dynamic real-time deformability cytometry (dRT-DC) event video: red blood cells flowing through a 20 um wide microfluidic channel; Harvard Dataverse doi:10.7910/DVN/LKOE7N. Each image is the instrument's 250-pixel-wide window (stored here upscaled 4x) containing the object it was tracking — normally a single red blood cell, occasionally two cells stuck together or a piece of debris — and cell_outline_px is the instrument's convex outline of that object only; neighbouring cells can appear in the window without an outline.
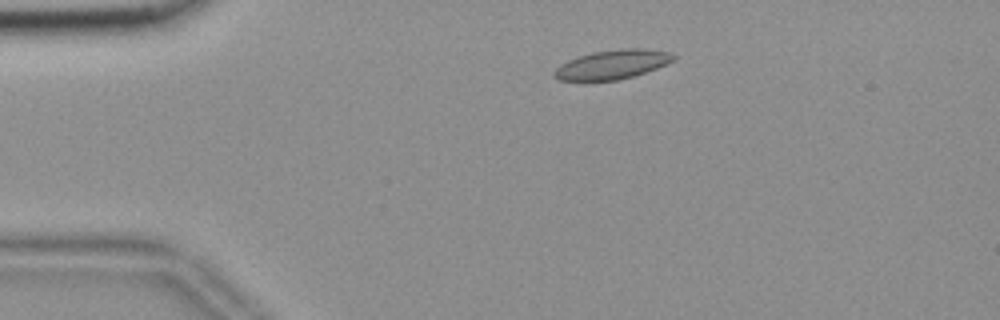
{"species": "common noctule bat (a hibernating species)", "species_latin": "Nyctalus noctula", "temperature_condition": "room temperature", "stored_images_in_passage": 46, "camera_frame_rate_fps": 3000, "um_per_image_px": 0.085, "animal": {"sex": "female", "body_mass_g": 18.4}, "frame": {"image": 1, "passage_image": 2, "time_ms": 0.333, "image_size_px": [1000, 320], "cell_outline_px": [[676, 56], [668, 64], [632, 76], [616, 80], [560, 80], [552, 72], [560, 64], [568, 60], [592, 52], [620, 48], [640, 48], [668, 52]], "centroid_in_image_um": [52.04, 5.47], "position_along_channel_um": 33.0, "area_um2": 19.94}}
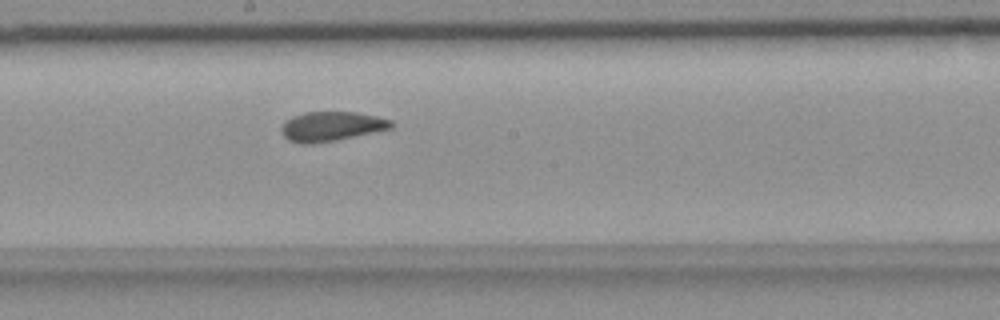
{"frame": {"image": 2, "passage_image": 21, "time_ms": 6.667, "image_size_px": [1000, 320], "cell_outline_px": [[396, 124], [392, 128], [336, 140], [312, 144], [300, 144], [288, 140], [280, 132], [280, 128], [292, 116], [304, 112], [356, 112], [376, 116], [392, 120]], "centroid_in_image_um": [28.17, 10.74], "position_along_channel_um": 220.0, "area_um2": 18.96}}
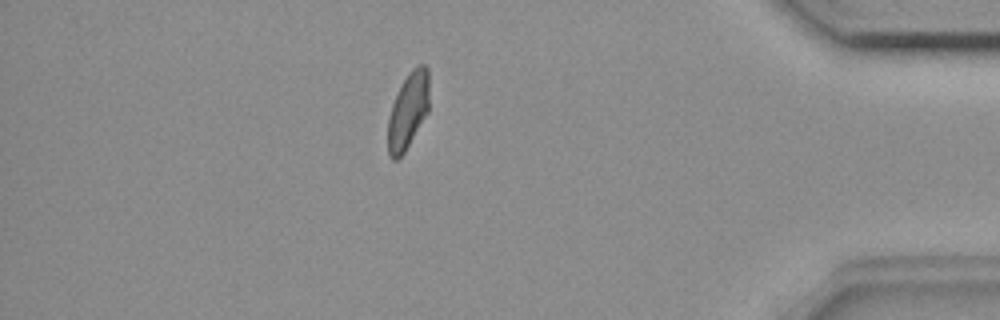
{"frame": {"image": 3, "passage_image": 39, "time_ms": 12.667, "image_size_px": [1000, 320], "cell_outline_px": [[428, 112], [404, 152], [396, 160], [392, 160], [388, 156], [388, 116], [392, 104], [408, 72], [412, 68], [420, 64], [424, 64], [428, 68]], "centroid_in_image_um": [34.67, 9.41], "position_along_channel_um": 400.5, "area_um2": 18.15}, "authors_computed_cell_mechanics": {"area_um2": 19.2474, "velocity_mm_per_s": 3.6609, "shape_relaxation_time_tau1_ms": null, "shape_relaxation_time_tau2_ms": 1.5418, "deformation_change_tau1": null, "deformation_change_tau2": 0.0737}}